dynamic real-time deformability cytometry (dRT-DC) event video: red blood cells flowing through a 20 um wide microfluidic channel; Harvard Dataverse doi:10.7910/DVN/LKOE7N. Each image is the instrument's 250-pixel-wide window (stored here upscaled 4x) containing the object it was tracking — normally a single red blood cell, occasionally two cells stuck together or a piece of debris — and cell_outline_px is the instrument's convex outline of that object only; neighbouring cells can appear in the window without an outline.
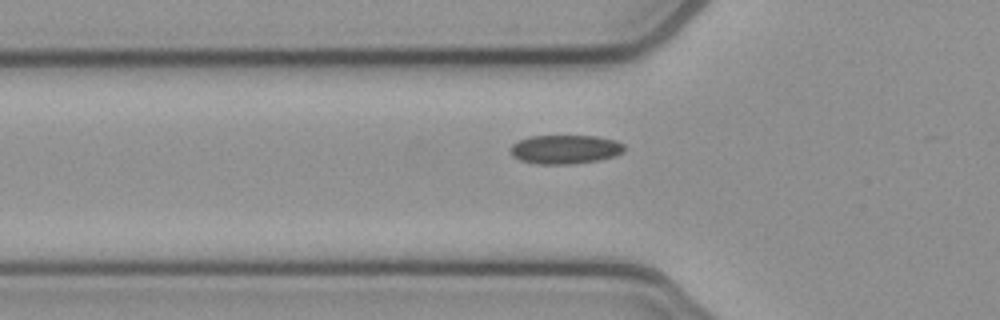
{"species": "common noctule bat (a hibernating species)", "species_latin": "Nyctalus noctula", "temperature_condition": "cold", "stored_images_in_passage": 38, "camera_frame_rate_fps": 3000, "um_per_image_px": 0.085, "animal": {"sex": "female", "body_mass_g": 21.9}, "frame": {"image": 1, "passage_image": 8, "time_ms": 2.333, "image_size_px": [1000, 320], "cell_outline_px": [[624, 152], [616, 156], [600, 160], [572, 164], [536, 164], [520, 160], [512, 156], [508, 152], [508, 148], [512, 144], [528, 136], [596, 136], [616, 140], [624, 144]], "centroid_in_image_um": [48.02, 12.7], "position_along_channel_um": 77.8, "area_um2": 19.54}}
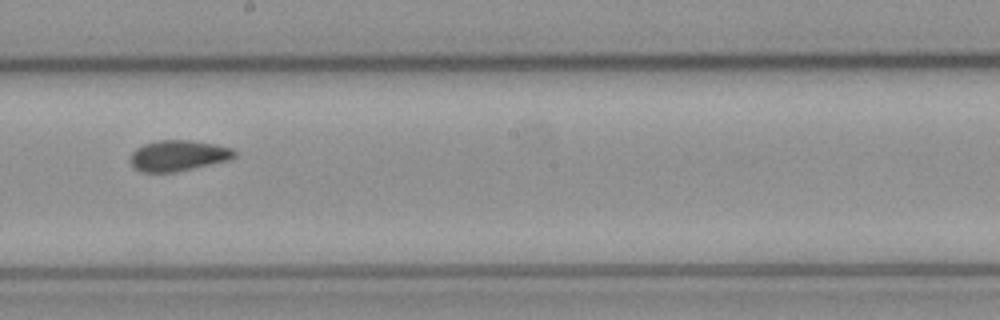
{"frame": {"image": 2, "passage_image": 20, "time_ms": 6.333, "image_size_px": [1000, 320], "cell_outline_px": [[236, 156], [228, 160], [192, 168], [172, 172], [140, 172], [128, 160], [132, 152], [136, 148], [144, 144], [156, 140], [192, 140], [232, 148], [236, 152]], "centroid_in_image_um": [15.11, 13.22], "position_along_channel_um": 233.1, "area_um2": 18.55}}
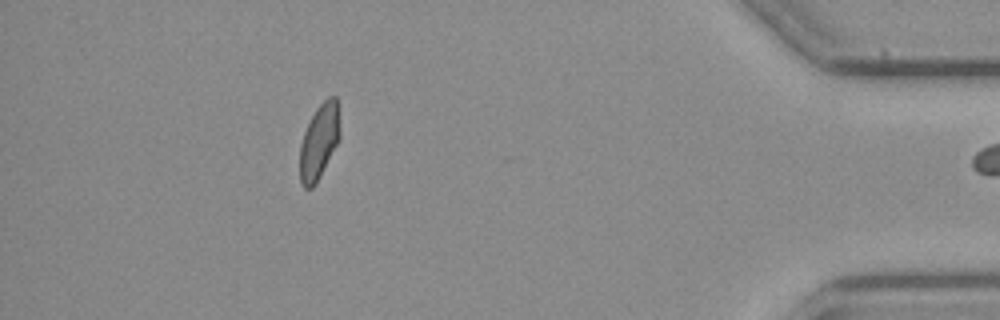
{"frame": {"image": 3, "passage_image": 38, "time_ms": 12.333, "image_size_px": [1000, 320], "cell_outline_px": [[340, 136], [316, 184], [312, 188], [304, 188], [300, 184], [300, 144], [304, 132], [316, 108], [328, 96], [336, 96], [340, 132]], "centroid_in_image_um": [27.11, 12.04], "position_along_channel_um": 408.1, "area_um2": 17.28}, "authors_computed_cell_mechanics": {"area_um2": 18.6116, "velocity_mm_per_s": 3.8469, "shape_relaxation_time_tau1_ms": null, "shape_relaxation_time_tau2_ms": 3.3697, "deformation_change_tau1": null, "deformation_change_tau2": 0.0727}}